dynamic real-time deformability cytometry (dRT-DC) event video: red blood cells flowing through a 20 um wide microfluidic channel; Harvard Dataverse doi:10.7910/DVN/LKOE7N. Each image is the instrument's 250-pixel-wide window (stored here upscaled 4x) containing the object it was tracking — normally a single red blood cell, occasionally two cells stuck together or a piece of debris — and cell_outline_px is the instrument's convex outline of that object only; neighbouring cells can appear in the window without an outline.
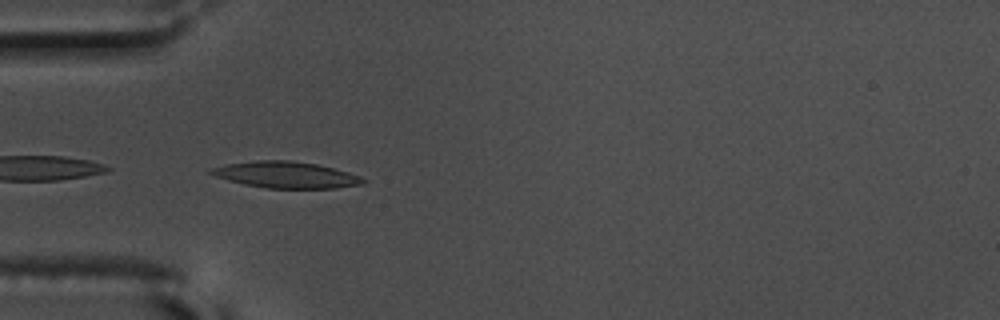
{"species": "common noctule bat (a hibernating species)", "species_latin": "Nyctalus noctula", "temperature_condition": "warm", "stored_images_in_passage": 40, "camera_frame_rate_fps": 3000, "um_per_image_px": 0.085, "animal": {"sex": "male", "body_mass_g": 17.5, "forearm_length_mm": 52.3}, "frame": {"image": 1, "passage_image": 1, "time_ms": 0.0, "image_size_px": [1000, 320], "cell_outline_px": [[368, 180], [364, 184], [336, 188], [268, 188], [244, 184], [228, 180], [216, 176], [208, 172], [212, 168], [228, 164], [256, 160], [292, 160], [316, 164], [348, 172], [360, 176]], "centroid_in_image_um": [24.35, 14.86], "position_along_channel_um": 60.6, "area_um2": 23.24}, "authors_computed_cell_mechanics": {"area_um2": 22.3397, "velocity_mm_per_s": 3.6166, "shape_relaxation_time_tau1_ms": 7.809, "shape_relaxation_time_tau2_ms": 2.6538, "deformation_change_tau1": 0.213, "deformation_change_tau2": 0.0989}}